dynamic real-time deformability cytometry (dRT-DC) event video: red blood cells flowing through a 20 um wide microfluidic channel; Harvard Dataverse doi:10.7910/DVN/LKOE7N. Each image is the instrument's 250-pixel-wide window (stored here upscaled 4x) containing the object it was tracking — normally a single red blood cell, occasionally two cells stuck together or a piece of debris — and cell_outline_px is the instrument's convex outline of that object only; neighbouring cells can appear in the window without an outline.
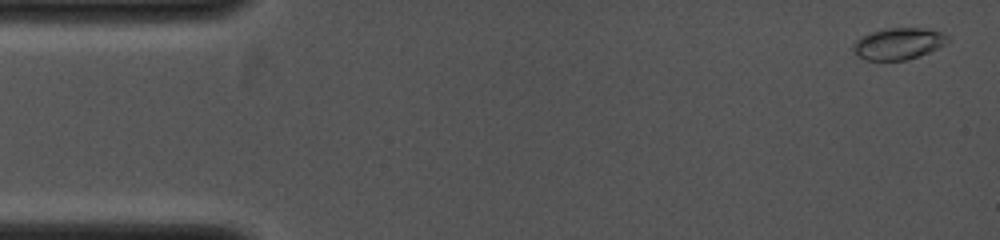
{"species": "common noctule bat (a hibernating species)", "species_latin": "Nyctalus noctula", "temperature_condition": "cold", "stored_images_in_passage": 7, "camera_frame_rate_fps": 4000, "um_per_image_px": 0.085, "animal": {"sex": "female", "body_mass_g": 19.0, "forearm_length_mm": 53.3}, "frame": {"image": 1, "passage_image": 1, "time_ms": 0.0, "image_size_px": [1000, 240], "cell_outline_px": [[948, 40], [944, 44], [928, 52], [908, 60], [864, 60], [856, 56], [852, 48], [852, 44], [860, 36], [884, 28], [924, 28], [940, 32], [948, 36]], "centroid_in_image_um": [76.29, 3.71], "position_along_channel_um": 8.7, "area_um2": 17.4}}